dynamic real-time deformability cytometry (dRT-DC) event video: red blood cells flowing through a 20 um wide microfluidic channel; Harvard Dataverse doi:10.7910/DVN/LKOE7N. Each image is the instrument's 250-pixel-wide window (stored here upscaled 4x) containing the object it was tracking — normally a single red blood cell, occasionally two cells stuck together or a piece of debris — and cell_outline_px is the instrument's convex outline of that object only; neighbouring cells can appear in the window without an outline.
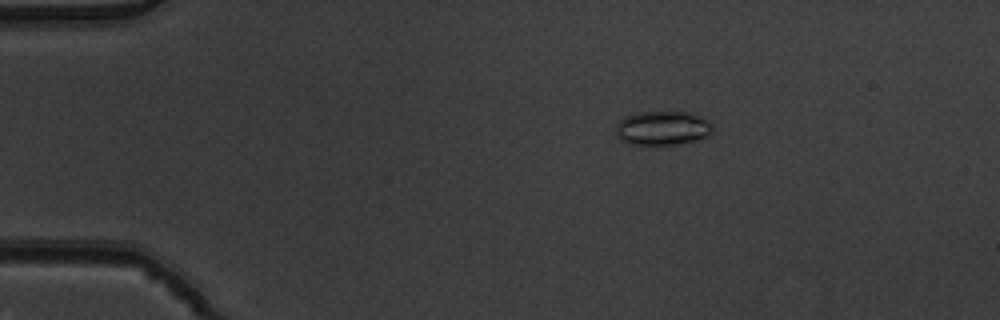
{"species": "common noctule bat (a hibernating species)", "species_latin": "Nyctalus noctula", "temperature_condition": "warm", "stored_images_in_passage": 4, "camera_frame_rate_fps": 3000, "um_per_image_px": 0.085, "animal": {"sex": "male", "body_mass_g": 19.5, "forearm_length_mm": 54.6}, "frame": {"image": 1, "passage_image": 2, "time_ms": 0.333, "image_size_px": [1000, 320], "cell_outline_px": [[712, 132], [696, 140], [672, 144], [632, 144], [624, 140], [616, 132], [616, 124], [624, 116], [640, 112], [688, 112], [708, 120], [712, 124]], "centroid_in_image_um": [56.31, 10.87], "position_along_channel_um": 28.7, "area_um2": 18.79}}